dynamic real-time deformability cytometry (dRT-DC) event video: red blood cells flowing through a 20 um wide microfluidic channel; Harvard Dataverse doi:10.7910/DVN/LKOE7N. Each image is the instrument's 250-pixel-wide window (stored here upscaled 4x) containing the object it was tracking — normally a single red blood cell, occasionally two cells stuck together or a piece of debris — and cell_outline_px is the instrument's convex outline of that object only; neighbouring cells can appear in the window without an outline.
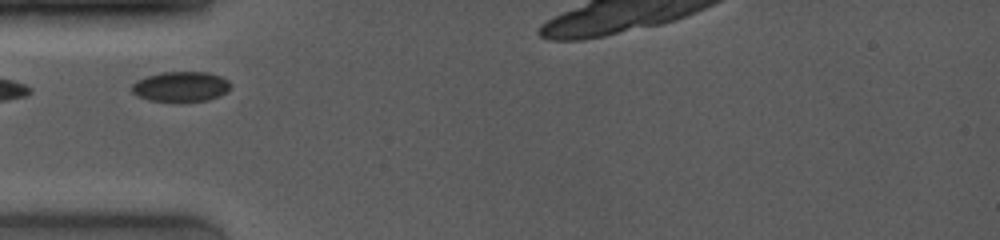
{"species": "common noctule bat (a hibernating species)", "species_latin": "Nyctalus noctula", "temperature_condition": "room temperature", "stored_images_in_passage": 52, "camera_frame_rate_fps": 4000, "um_per_image_px": 0.085, "animal": {"sex": "female", "body_mass_g": 19.0, "forearm_length_mm": 53.3}, "frame": {"image": 1, "passage_image": 1, "time_ms": 0.0, "image_size_px": [1000, 240], "cell_outline_px": [[232, 88], [228, 92], [220, 96], [208, 100], [148, 100], [136, 96], [132, 92], [132, 84], [136, 80], [160, 72], [208, 72], [220, 76], [228, 80], [232, 84]], "centroid_in_image_um": [15.41, 7.34], "position_along_channel_um": 69.6, "area_um2": 17.28}}
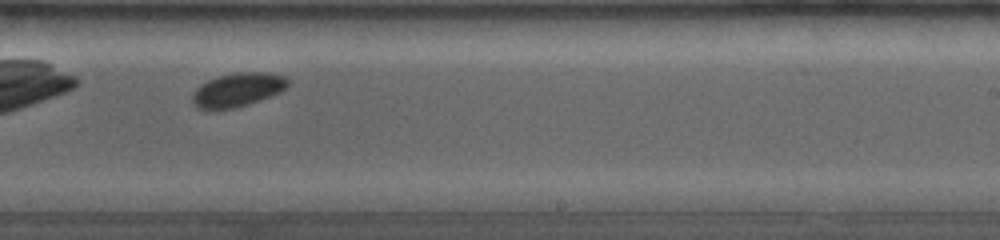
{"frame": {"image": 2, "passage_image": 29, "time_ms": 5.0, "image_size_px": [1000, 240], "cell_outline_px": [[288, 84], [280, 92], [236, 108], [196, 108], [192, 100], [192, 96], [196, 88], [200, 84], [216, 76], [236, 72], [264, 72], [288, 76]], "centroid_in_image_um": [20.2, 7.6], "position_along_channel_um": 268.8, "area_um2": 18.61}}